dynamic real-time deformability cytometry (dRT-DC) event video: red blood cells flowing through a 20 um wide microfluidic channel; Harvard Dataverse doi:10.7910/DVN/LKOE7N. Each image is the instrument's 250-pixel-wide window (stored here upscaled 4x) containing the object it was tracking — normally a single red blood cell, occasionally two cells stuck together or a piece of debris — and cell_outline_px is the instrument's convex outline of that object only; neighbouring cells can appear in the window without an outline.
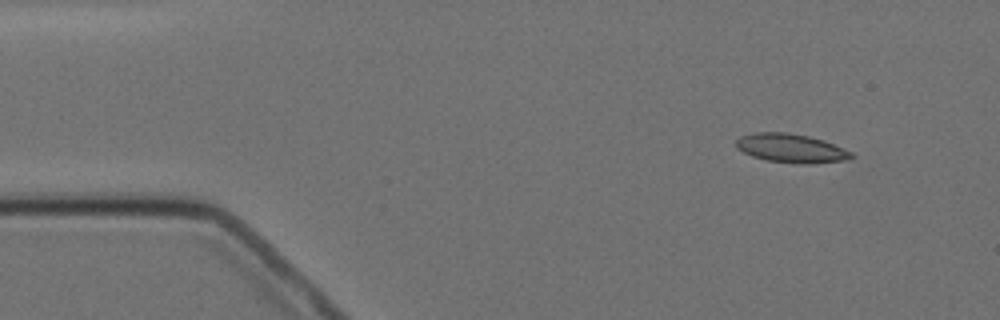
{"species": "Egyptian fruit bat (a non-hibernating species)", "species_latin": "Rousettus aegyptiacus", "temperature_condition": "cold", "stored_images_in_passage": 10, "camera_frame_rate_fps": 3000, "um_per_image_px": 0.085, "animal": {"sex": "female"}, "frame": {"image": 1, "passage_image": 1, "time_ms": 0.0, "image_size_px": [1000, 320], "cell_outline_px": [[856, 156], [844, 160], [808, 164], [796, 164], [768, 160], [752, 156], [736, 148], [736, 140], [740, 136], [756, 132], [784, 132], [808, 136], [824, 140], [852, 152]], "centroid_in_image_um": [67.24, 12.6], "position_along_channel_um": 17.8, "area_um2": 19.31}}
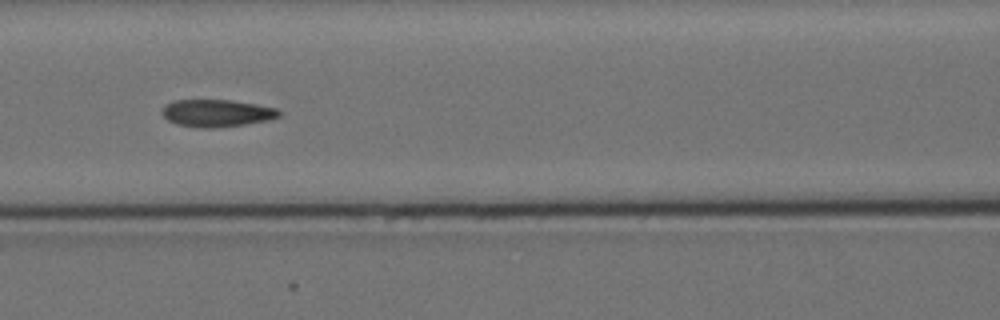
{"frame": {"image": 2, "passage_image": 6, "time_ms": 6.0, "image_size_px": [1000, 320], "cell_outline_px": [[280, 116], [268, 120], [244, 124], [212, 128], [196, 128], [176, 124], [168, 120], [160, 112], [164, 104], [172, 100], [232, 100], [256, 104], [276, 108], [280, 112]], "centroid_in_image_um": [18.37, 9.61], "position_along_channel_um": 148.2, "area_um2": 18.73}}
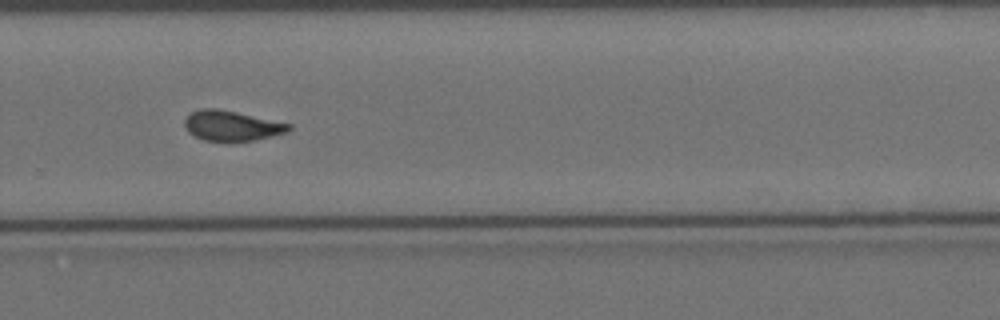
{"frame": {"image": 3, "passage_image": 10, "time_ms": 10.667, "image_size_px": [1000, 320], "cell_outline_px": [[292, 128], [288, 132], [256, 140], [228, 144], [204, 140], [188, 132], [184, 128], [184, 120], [192, 112], [200, 108], [216, 108], [236, 112], [292, 124]], "centroid_in_image_um": [19.69, 10.73], "position_along_channel_um": 310.1, "area_um2": 18.84}}